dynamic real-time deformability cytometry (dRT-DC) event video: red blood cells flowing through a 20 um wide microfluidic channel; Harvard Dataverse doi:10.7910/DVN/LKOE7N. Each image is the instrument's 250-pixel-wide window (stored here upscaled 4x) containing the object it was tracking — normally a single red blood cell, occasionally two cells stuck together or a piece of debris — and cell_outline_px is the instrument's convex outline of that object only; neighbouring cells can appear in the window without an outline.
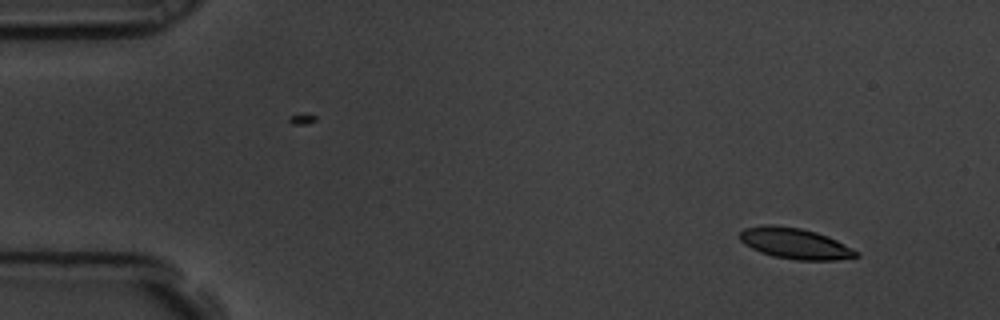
{"species": "common noctule bat (a hibernating species)", "species_latin": "Nyctalus noctula", "temperature_condition": "room temperature", "stored_images_in_passage": 9, "camera_frame_rate_fps": 3000, "um_per_image_px": 0.085, "animal": {"sex": "male", "body_mass_g": 19.5, "forearm_length_mm": 54.6}, "frame": {"image": 1, "passage_image": 1, "time_ms": 0.0, "image_size_px": [1000, 320], "cell_outline_px": [[860, 256], [836, 260], [796, 260], [772, 256], [760, 252], [744, 244], [740, 240], [740, 232], [744, 228], [764, 224], [772, 224], [800, 228], [816, 232], [828, 236], [860, 252]], "centroid_in_image_um": [67.57, 20.69], "position_along_channel_um": 17.4, "area_um2": 21.04}}
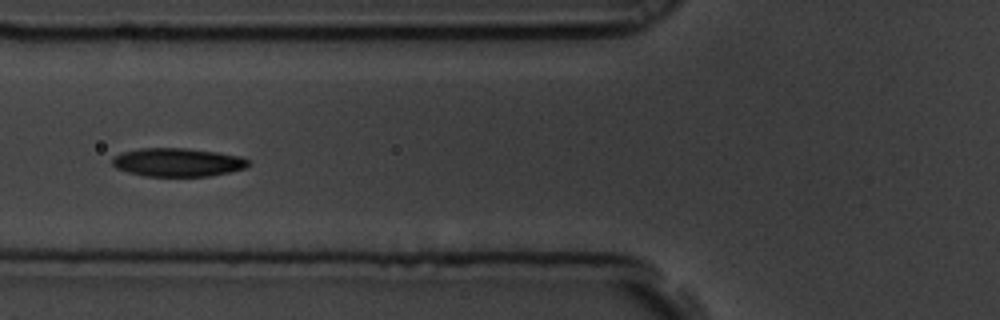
{"frame": {"image": 2, "passage_image": 6, "time_ms": 1.667, "image_size_px": [1000, 320], "cell_outline_px": [[248, 164], [244, 168], [228, 172], [208, 176], [144, 176], [128, 172], [116, 168], [112, 164], [112, 156], [120, 152], [140, 148], [188, 148], [216, 152], [240, 156], [248, 160]], "centroid_in_image_um": [15.03, 13.79], "position_along_channel_um": 110.8, "area_um2": 22.54}}
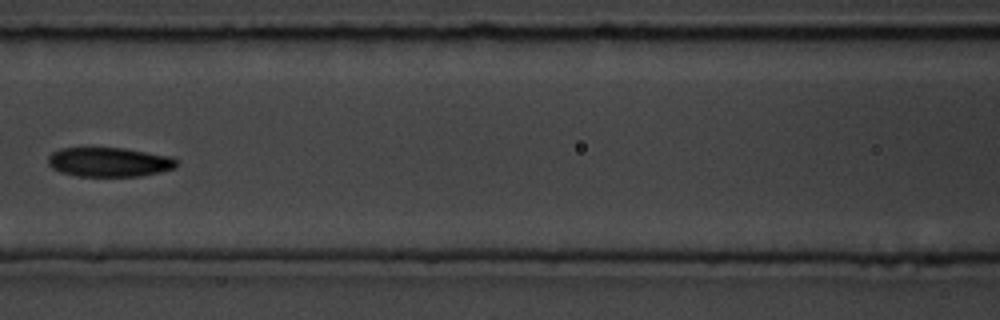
{"frame": {"image": 3, "passage_image": 7, "time_ms": 2.0, "image_size_px": [1000, 320], "cell_outline_px": [[176, 168], [160, 172], [140, 176], [76, 176], [60, 172], [52, 168], [48, 164], [48, 156], [52, 152], [60, 148], [124, 148], [172, 156], [176, 160]], "centroid_in_image_um": [9.27, 13.77], "position_along_channel_um": 157.3, "area_um2": 22.08}}